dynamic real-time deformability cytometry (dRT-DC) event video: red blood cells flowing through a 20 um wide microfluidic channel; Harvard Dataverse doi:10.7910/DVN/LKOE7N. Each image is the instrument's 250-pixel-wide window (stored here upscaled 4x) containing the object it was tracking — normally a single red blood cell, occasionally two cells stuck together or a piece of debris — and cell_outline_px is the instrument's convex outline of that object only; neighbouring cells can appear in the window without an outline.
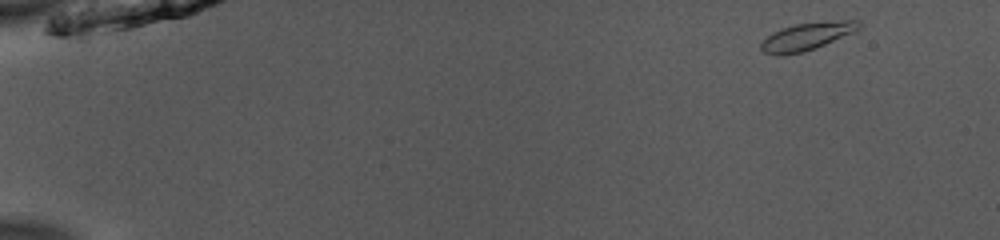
{"species": "common noctule bat (a hibernating species)", "species_latin": "Nyctalus noctula", "temperature_condition": "room temperature", "stored_images_in_passage": 48, "camera_frame_rate_fps": 3000, "um_per_image_px": 0.085, "animal": {"sex": "male", "body_mass_g": 13.0, "forearm_length_mm": 53.1}, "frame": {"image": 1, "passage_image": 1, "time_ms": 0.0, "image_size_px": [1000, 240], "cell_outline_px": [[864, 24], [860, 28], [852, 32], [816, 48], [804, 52], [784, 56], [780, 56], [764, 52], [760, 48], [760, 44], [772, 32], [796, 24], [844, 20], [860, 20]], "centroid_in_image_um": [68.59, 3.11], "position_along_channel_um": 16.4, "area_um2": 15.61}}
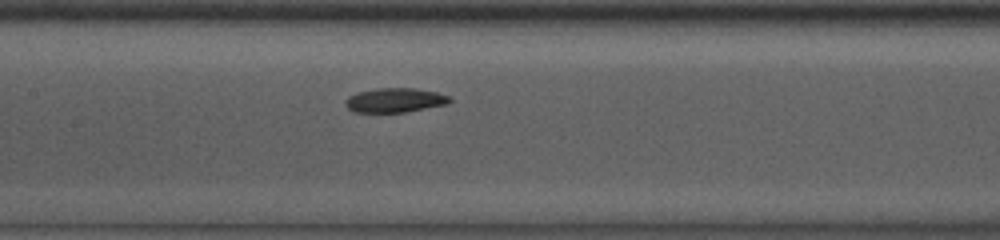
{"frame": {"image": 2, "passage_image": 23, "time_ms": 7.333, "image_size_px": [1000, 240], "cell_outline_px": [[452, 100], [448, 104], [404, 112], [352, 112], [344, 104], [344, 100], [348, 96], [356, 92], [380, 88], [416, 88], [436, 92], [452, 96]], "centroid_in_image_um": [33.56, 8.51], "position_along_channel_um": 173.8, "area_um2": 14.97}}
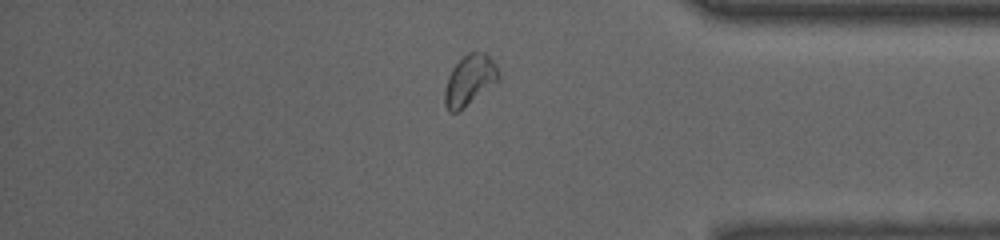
{"frame": {"image": 3, "passage_image": 41, "time_ms": 13.333, "image_size_px": [1000, 240], "cell_outline_px": [[500, 80], [460, 112], [448, 112], [444, 104], [444, 88], [448, 76], [452, 68], [468, 52], [484, 52], [496, 64], [500, 76]], "centroid_in_image_um": [39.91, 6.86], "position_along_channel_um": 395.3, "area_um2": 16.13}, "authors_computed_cell_mechanics": {"area_um2": 15.2014, "velocity_mm_per_s": 3.9195, "shape_relaxation_time_tau1_ms": 3.5106, "shape_relaxation_time_tau2_ms": 11.2247, "deformation_change_tau1": 0.1111, "deformation_change_tau2": 0.1211}}